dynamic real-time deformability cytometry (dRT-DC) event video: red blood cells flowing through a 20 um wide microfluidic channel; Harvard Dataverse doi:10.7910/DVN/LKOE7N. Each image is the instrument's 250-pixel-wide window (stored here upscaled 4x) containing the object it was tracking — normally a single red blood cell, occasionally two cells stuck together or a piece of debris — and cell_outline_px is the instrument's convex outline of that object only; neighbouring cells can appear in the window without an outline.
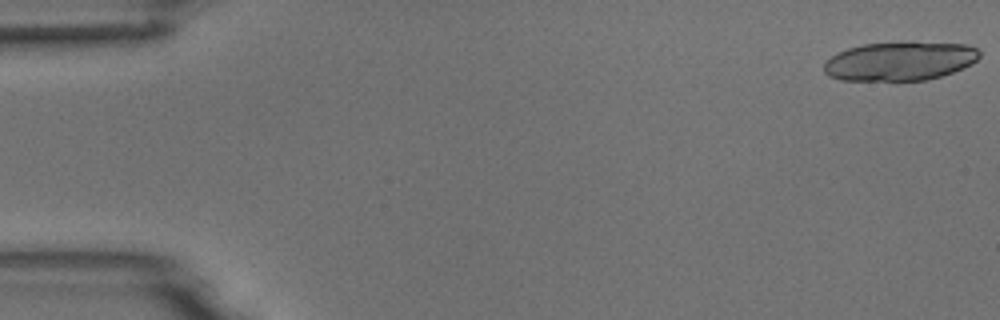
{"species": "common noctule bat (a hibernating species)", "species_latin": "Nyctalus noctula", "temperature_condition": "room temperature", "stored_images_in_passage": 19, "camera_frame_rate_fps": 3000, "um_per_image_px": 0.085, "animal": {"sex": "male", "body_mass_g": 18.8}, "frame": {"image": 1, "passage_image": 1, "time_ms": 0.0, "image_size_px": [1000, 320], "cell_outline_px": [[980, 56], [972, 64], [952, 72], [928, 80], [840, 80], [828, 76], [824, 72], [824, 64], [836, 52], [848, 48], [864, 44], [968, 44], [976, 48], [980, 52]], "centroid_in_image_um": [76.46, 5.23], "position_along_channel_um": 8.5, "area_um2": 34.39}}